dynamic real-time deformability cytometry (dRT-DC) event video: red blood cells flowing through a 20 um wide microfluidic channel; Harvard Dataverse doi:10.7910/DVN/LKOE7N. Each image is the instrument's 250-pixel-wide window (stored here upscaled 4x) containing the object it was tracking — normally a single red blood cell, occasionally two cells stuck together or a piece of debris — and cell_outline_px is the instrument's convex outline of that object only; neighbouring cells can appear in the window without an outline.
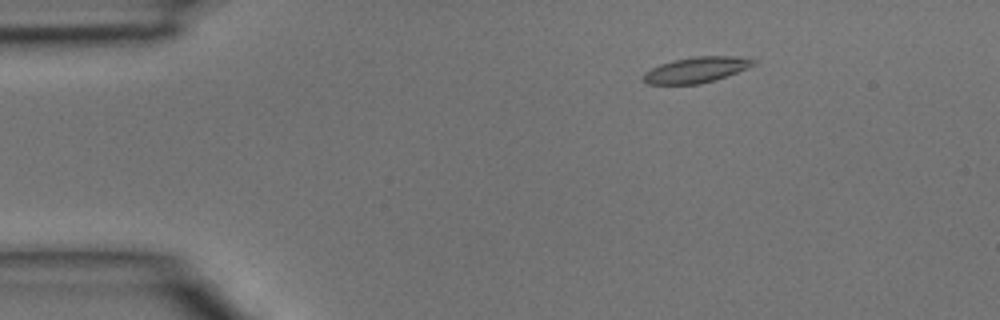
{"species": "common noctule bat (a hibernating species)", "species_latin": "Nyctalus noctula", "temperature_condition": "room temperature", "stored_images_in_passage": 4, "camera_frame_rate_fps": 3000, "um_per_image_px": 0.085, "animal": {"sex": "male", "body_mass_g": 15.6}, "frame": {"image": 1, "passage_image": 2, "time_ms": 0.333, "image_size_px": [1000, 320], "cell_outline_px": [[756, 64], [748, 68], [716, 80], [700, 84], [648, 84], [640, 76], [644, 72], [660, 64], [672, 60], [692, 56], [732, 56], [756, 60]], "centroid_in_image_um": [59.16, 5.93], "position_along_channel_um": 25.8, "area_um2": 16.59}}
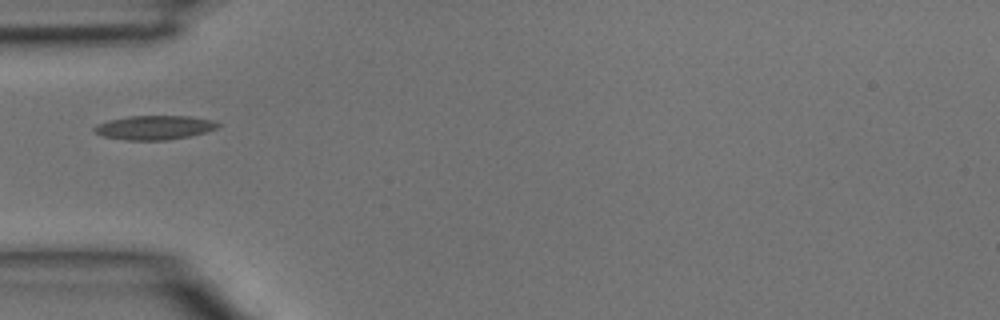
{"frame": {"image": 2, "passage_image": 4, "time_ms": 1.0, "image_size_px": [1000, 320], "cell_outline_px": [[220, 124], [216, 128], [208, 132], [188, 136], [164, 140], [128, 140], [100, 136], [92, 128], [108, 120], [128, 116], [188, 116], [212, 120]], "centroid_in_image_um": [13.12, 10.84], "position_along_channel_um": 71.9, "area_um2": 17.22}}